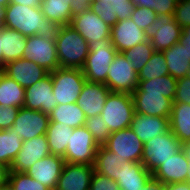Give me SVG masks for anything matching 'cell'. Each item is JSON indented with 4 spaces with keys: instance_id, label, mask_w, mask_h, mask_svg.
Here are the masks:
<instances>
[{
    "instance_id": "obj_15",
    "label": "cell",
    "mask_w": 190,
    "mask_h": 190,
    "mask_svg": "<svg viewBox=\"0 0 190 190\" xmlns=\"http://www.w3.org/2000/svg\"><path fill=\"white\" fill-rule=\"evenodd\" d=\"M56 106L57 101L53 94V82L50 74L25 89L23 107L50 114Z\"/></svg>"
},
{
    "instance_id": "obj_10",
    "label": "cell",
    "mask_w": 190,
    "mask_h": 190,
    "mask_svg": "<svg viewBox=\"0 0 190 190\" xmlns=\"http://www.w3.org/2000/svg\"><path fill=\"white\" fill-rule=\"evenodd\" d=\"M138 82V72L133 64L117 52L109 66L106 86L111 92L132 94L138 87Z\"/></svg>"
},
{
    "instance_id": "obj_11",
    "label": "cell",
    "mask_w": 190,
    "mask_h": 190,
    "mask_svg": "<svg viewBox=\"0 0 190 190\" xmlns=\"http://www.w3.org/2000/svg\"><path fill=\"white\" fill-rule=\"evenodd\" d=\"M23 57L43 67L49 73L59 67L55 40H47L38 34L26 38Z\"/></svg>"
},
{
    "instance_id": "obj_40",
    "label": "cell",
    "mask_w": 190,
    "mask_h": 190,
    "mask_svg": "<svg viewBox=\"0 0 190 190\" xmlns=\"http://www.w3.org/2000/svg\"><path fill=\"white\" fill-rule=\"evenodd\" d=\"M135 7L152 9L157 15L174 14L178 0H130Z\"/></svg>"
},
{
    "instance_id": "obj_12",
    "label": "cell",
    "mask_w": 190,
    "mask_h": 190,
    "mask_svg": "<svg viewBox=\"0 0 190 190\" xmlns=\"http://www.w3.org/2000/svg\"><path fill=\"white\" fill-rule=\"evenodd\" d=\"M49 123V114L22 107L19 109L11 128L24 141L40 135H46Z\"/></svg>"
},
{
    "instance_id": "obj_17",
    "label": "cell",
    "mask_w": 190,
    "mask_h": 190,
    "mask_svg": "<svg viewBox=\"0 0 190 190\" xmlns=\"http://www.w3.org/2000/svg\"><path fill=\"white\" fill-rule=\"evenodd\" d=\"M65 163L62 156L50 154L35 162L26 173L50 190H55Z\"/></svg>"
},
{
    "instance_id": "obj_3",
    "label": "cell",
    "mask_w": 190,
    "mask_h": 190,
    "mask_svg": "<svg viewBox=\"0 0 190 190\" xmlns=\"http://www.w3.org/2000/svg\"><path fill=\"white\" fill-rule=\"evenodd\" d=\"M116 54L111 38L89 44V53L82 68L86 80L106 85L109 66Z\"/></svg>"
},
{
    "instance_id": "obj_4",
    "label": "cell",
    "mask_w": 190,
    "mask_h": 190,
    "mask_svg": "<svg viewBox=\"0 0 190 190\" xmlns=\"http://www.w3.org/2000/svg\"><path fill=\"white\" fill-rule=\"evenodd\" d=\"M134 113L132 94L110 92L100 116L106 121L112 133L129 128Z\"/></svg>"
},
{
    "instance_id": "obj_18",
    "label": "cell",
    "mask_w": 190,
    "mask_h": 190,
    "mask_svg": "<svg viewBox=\"0 0 190 190\" xmlns=\"http://www.w3.org/2000/svg\"><path fill=\"white\" fill-rule=\"evenodd\" d=\"M3 73L25 89L49 74L43 67L25 57L6 63Z\"/></svg>"
},
{
    "instance_id": "obj_37",
    "label": "cell",
    "mask_w": 190,
    "mask_h": 190,
    "mask_svg": "<svg viewBox=\"0 0 190 190\" xmlns=\"http://www.w3.org/2000/svg\"><path fill=\"white\" fill-rule=\"evenodd\" d=\"M154 51L155 50L151 45L150 40H147L120 53L127 61H130L133 64L135 71L138 72L150 60Z\"/></svg>"
},
{
    "instance_id": "obj_52",
    "label": "cell",
    "mask_w": 190,
    "mask_h": 190,
    "mask_svg": "<svg viewBox=\"0 0 190 190\" xmlns=\"http://www.w3.org/2000/svg\"><path fill=\"white\" fill-rule=\"evenodd\" d=\"M185 154H186V157L188 158V161H189V173L187 174V182L190 184V142L189 143H185L183 144L182 146Z\"/></svg>"
},
{
    "instance_id": "obj_9",
    "label": "cell",
    "mask_w": 190,
    "mask_h": 190,
    "mask_svg": "<svg viewBox=\"0 0 190 190\" xmlns=\"http://www.w3.org/2000/svg\"><path fill=\"white\" fill-rule=\"evenodd\" d=\"M182 28L174 20V14L157 15L152 25L145 30L155 51H163L180 41Z\"/></svg>"
},
{
    "instance_id": "obj_26",
    "label": "cell",
    "mask_w": 190,
    "mask_h": 190,
    "mask_svg": "<svg viewBox=\"0 0 190 190\" xmlns=\"http://www.w3.org/2000/svg\"><path fill=\"white\" fill-rule=\"evenodd\" d=\"M0 37L3 60L5 63L23 58L27 37L5 26H0Z\"/></svg>"
},
{
    "instance_id": "obj_19",
    "label": "cell",
    "mask_w": 190,
    "mask_h": 190,
    "mask_svg": "<svg viewBox=\"0 0 190 190\" xmlns=\"http://www.w3.org/2000/svg\"><path fill=\"white\" fill-rule=\"evenodd\" d=\"M110 89L103 83L85 82L76 104L84 112L86 118L101 114Z\"/></svg>"
},
{
    "instance_id": "obj_1",
    "label": "cell",
    "mask_w": 190,
    "mask_h": 190,
    "mask_svg": "<svg viewBox=\"0 0 190 190\" xmlns=\"http://www.w3.org/2000/svg\"><path fill=\"white\" fill-rule=\"evenodd\" d=\"M2 26L14 29L25 37L40 35L55 40L59 26L43 15L41 8L8 4L4 9Z\"/></svg>"
},
{
    "instance_id": "obj_50",
    "label": "cell",
    "mask_w": 190,
    "mask_h": 190,
    "mask_svg": "<svg viewBox=\"0 0 190 190\" xmlns=\"http://www.w3.org/2000/svg\"><path fill=\"white\" fill-rule=\"evenodd\" d=\"M148 190H165V184L152 176L148 181Z\"/></svg>"
},
{
    "instance_id": "obj_39",
    "label": "cell",
    "mask_w": 190,
    "mask_h": 190,
    "mask_svg": "<svg viewBox=\"0 0 190 190\" xmlns=\"http://www.w3.org/2000/svg\"><path fill=\"white\" fill-rule=\"evenodd\" d=\"M8 182L15 190H50L24 172L10 171Z\"/></svg>"
},
{
    "instance_id": "obj_57",
    "label": "cell",
    "mask_w": 190,
    "mask_h": 190,
    "mask_svg": "<svg viewBox=\"0 0 190 190\" xmlns=\"http://www.w3.org/2000/svg\"><path fill=\"white\" fill-rule=\"evenodd\" d=\"M187 77L190 79V70H189V72H188V74H187Z\"/></svg>"
},
{
    "instance_id": "obj_31",
    "label": "cell",
    "mask_w": 190,
    "mask_h": 190,
    "mask_svg": "<svg viewBox=\"0 0 190 190\" xmlns=\"http://www.w3.org/2000/svg\"><path fill=\"white\" fill-rule=\"evenodd\" d=\"M72 0H42L41 11L46 19L58 26L70 25Z\"/></svg>"
},
{
    "instance_id": "obj_41",
    "label": "cell",
    "mask_w": 190,
    "mask_h": 190,
    "mask_svg": "<svg viewBox=\"0 0 190 190\" xmlns=\"http://www.w3.org/2000/svg\"><path fill=\"white\" fill-rule=\"evenodd\" d=\"M157 14L152 9L144 7H135L131 19L135 25L141 28L143 31L147 29L149 25H152L156 19Z\"/></svg>"
},
{
    "instance_id": "obj_24",
    "label": "cell",
    "mask_w": 190,
    "mask_h": 190,
    "mask_svg": "<svg viewBox=\"0 0 190 190\" xmlns=\"http://www.w3.org/2000/svg\"><path fill=\"white\" fill-rule=\"evenodd\" d=\"M152 173L141 162H124L118 171L116 181L120 190H148V181Z\"/></svg>"
},
{
    "instance_id": "obj_28",
    "label": "cell",
    "mask_w": 190,
    "mask_h": 190,
    "mask_svg": "<svg viewBox=\"0 0 190 190\" xmlns=\"http://www.w3.org/2000/svg\"><path fill=\"white\" fill-rule=\"evenodd\" d=\"M163 54L170 76L176 80L187 76L190 70V60H188L187 52L180 42L163 50Z\"/></svg>"
},
{
    "instance_id": "obj_21",
    "label": "cell",
    "mask_w": 190,
    "mask_h": 190,
    "mask_svg": "<svg viewBox=\"0 0 190 190\" xmlns=\"http://www.w3.org/2000/svg\"><path fill=\"white\" fill-rule=\"evenodd\" d=\"M147 40L145 31L137 27L131 18L122 19L111 27V42L118 53Z\"/></svg>"
},
{
    "instance_id": "obj_22",
    "label": "cell",
    "mask_w": 190,
    "mask_h": 190,
    "mask_svg": "<svg viewBox=\"0 0 190 190\" xmlns=\"http://www.w3.org/2000/svg\"><path fill=\"white\" fill-rule=\"evenodd\" d=\"M134 9L130 0H96L90 5V10L110 27L122 19L131 18Z\"/></svg>"
},
{
    "instance_id": "obj_8",
    "label": "cell",
    "mask_w": 190,
    "mask_h": 190,
    "mask_svg": "<svg viewBox=\"0 0 190 190\" xmlns=\"http://www.w3.org/2000/svg\"><path fill=\"white\" fill-rule=\"evenodd\" d=\"M104 146L124 162H141L144 143L130 128L110 133Z\"/></svg>"
},
{
    "instance_id": "obj_7",
    "label": "cell",
    "mask_w": 190,
    "mask_h": 190,
    "mask_svg": "<svg viewBox=\"0 0 190 190\" xmlns=\"http://www.w3.org/2000/svg\"><path fill=\"white\" fill-rule=\"evenodd\" d=\"M99 145L85 126L74 128L65 155L66 163L94 166Z\"/></svg>"
},
{
    "instance_id": "obj_13",
    "label": "cell",
    "mask_w": 190,
    "mask_h": 190,
    "mask_svg": "<svg viewBox=\"0 0 190 190\" xmlns=\"http://www.w3.org/2000/svg\"><path fill=\"white\" fill-rule=\"evenodd\" d=\"M70 26L89 44L111 38V27L90 9L72 17Z\"/></svg>"
},
{
    "instance_id": "obj_30",
    "label": "cell",
    "mask_w": 190,
    "mask_h": 190,
    "mask_svg": "<svg viewBox=\"0 0 190 190\" xmlns=\"http://www.w3.org/2000/svg\"><path fill=\"white\" fill-rule=\"evenodd\" d=\"M74 128L63 123L50 122L46 131L48 147L51 154L64 156Z\"/></svg>"
},
{
    "instance_id": "obj_2",
    "label": "cell",
    "mask_w": 190,
    "mask_h": 190,
    "mask_svg": "<svg viewBox=\"0 0 190 190\" xmlns=\"http://www.w3.org/2000/svg\"><path fill=\"white\" fill-rule=\"evenodd\" d=\"M55 42L59 67L83 68L89 53V45L77 30L70 25L59 26Z\"/></svg>"
},
{
    "instance_id": "obj_34",
    "label": "cell",
    "mask_w": 190,
    "mask_h": 190,
    "mask_svg": "<svg viewBox=\"0 0 190 190\" xmlns=\"http://www.w3.org/2000/svg\"><path fill=\"white\" fill-rule=\"evenodd\" d=\"M22 143L23 140L12 128L0 130V162L11 166Z\"/></svg>"
},
{
    "instance_id": "obj_53",
    "label": "cell",
    "mask_w": 190,
    "mask_h": 190,
    "mask_svg": "<svg viewBox=\"0 0 190 190\" xmlns=\"http://www.w3.org/2000/svg\"><path fill=\"white\" fill-rule=\"evenodd\" d=\"M5 64L6 63L3 60V52L1 49V37H0V69L4 70Z\"/></svg>"
},
{
    "instance_id": "obj_20",
    "label": "cell",
    "mask_w": 190,
    "mask_h": 190,
    "mask_svg": "<svg viewBox=\"0 0 190 190\" xmlns=\"http://www.w3.org/2000/svg\"><path fill=\"white\" fill-rule=\"evenodd\" d=\"M94 171L91 165L65 163L55 190H89Z\"/></svg>"
},
{
    "instance_id": "obj_38",
    "label": "cell",
    "mask_w": 190,
    "mask_h": 190,
    "mask_svg": "<svg viewBox=\"0 0 190 190\" xmlns=\"http://www.w3.org/2000/svg\"><path fill=\"white\" fill-rule=\"evenodd\" d=\"M85 127L92 134L93 139L99 146H103L110 135V128L100 116H92L86 119Z\"/></svg>"
},
{
    "instance_id": "obj_29",
    "label": "cell",
    "mask_w": 190,
    "mask_h": 190,
    "mask_svg": "<svg viewBox=\"0 0 190 190\" xmlns=\"http://www.w3.org/2000/svg\"><path fill=\"white\" fill-rule=\"evenodd\" d=\"M50 122L63 123L71 128L85 126L86 116L75 103L57 105L49 114Z\"/></svg>"
},
{
    "instance_id": "obj_25",
    "label": "cell",
    "mask_w": 190,
    "mask_h": 190,
    "mask_svg": "<svg viewBox=\"0 0 190 190\" xmlns=\"http://www.w3.org/2000/svg\"><path fill=\"white\" fill-rule=\"evenodd\" d=\"M129 128L145 143L170 130L169 118L134 113Z\"/></svg>"
},
{
    "instance_id": "obj_51",
    "label": "cell",
    "mask_w": 190,
    "mask_h": 190,
    "mask_svg": "<svg viewBox=\"0 0 190 190\" xmlns=\"http://www.w3.org/2000/svg\"><path fill=\"white\" fill-rule=\"evenodd\" d=\"M165 190H190V184L188 182L165 184Z\"/></svg>"
},
{
    "instance_id": "obj_48",
    "label": "cell",
    "mask_w": 190,
    "mask_h": 190,
    "mask_svg": "<svg viewBox=\"0 0 190 190\" xmlns=\"http://www.w3.org/2000/svg\"><path fill=\"white\" fill-rule=\"evenodd\" d=\"M10 175V166L0 162V186L7 183Z\"/></svg>"
},
{
    "instance_id": "obj_33",
    "label": "cell",
    "mask_w": 190,
    "mask_h": 190,
    "mask_svg": "<svg viewBox=\"0 0 190 190\" xmlns=\"http://www.w3.org/2000/svg\"><path fill=\"white\" fill-rule=\"evenodd\" d=\"M120 165V158L114 152L108 150L104 145L98 147L94 164L97 173L117 181Z\"/></svg>"
},
{
    "instance_id": "obj_35",
    "label": "cell",
    "mask_w": 190,
    "mask_h": 190,
    "mask_svg": "<svg viewBox=\"0 0 190 190\" xmlns=\"http://www.w3.org/2000/svg\"><path fill=\"white\" fill-rule=\"evenodd\" d=\"M176 85L177 80L168 74L157 79L139 81L138 87L134 91L164 92L165 97L174 101L176 95Z\"/></svg>"
},
{
    "instance_id": "obj_44",
    "label": "cell",
    "mask_w": 190,
    "mask_h": 190,
    "mask_svg": "<svg viewBox=\"0 0 190 190\" xmlns=\"http://www.w3.org/2000/svg\"><path fill=\"white\" fill-rule=\"evenodd\" d=\"M175 103L190 104V79L186 76L177 79Z\"/></svg>"
},
{
    "instance_id": "obj_54",
    "label": "cell",
    "mask_w": 190,
    "mask_h": 190,
    "mask_svg": "<svg viewBox=\"0 0 190 190\" xmlns=\"http://www.w3.org/2000/svg\"><path fill=\"white\" fill-rule=\"evenodd\" d=\"M0 190H15L9 182L0 186Z\"/></svg>"
},
{
    "instance_id": "obj_47",
    "label": "cell",
    "mask_w": 190,
    "mask_h": 190,
    "mask_svg": "<svg viewBox=\"0 0 190 190\" xmlns=\"http://www.w3.org/2000/svg\"><path fill=\"white\" fill-rule=\"evenodd\" d=\"M179 42L185 48L187 55H188V60H190V25L186 26L182 29V33H181Z\"/></svg>"
},
{
    "instance_id": "obj_36",
    "label": "cell",
    "mask_w": 190,
    "mask_h": 190,
    "mask_svg": "<svg viewBox=\"0 0 190 190\" xmlns=\"http://www.w3.org/2000/svg\"><path fill=\"white\" fill-rule=\"evenodd\" d=\"M169 74L163 51H154L150 60L138 71L139 81L157 79Z\"/></svg>"
},
{
    "instance_id": "obj_46",
    "label": "cell",
    "mask_w": 190,
    "mask_h": 190,
    "mask_svg": "<svg viewBox=\"0 0 190 190\" xmlns=\"http://www.w3.org/2000/svg\"><path fill=\"white\" fill-rule=\"evenodd\" d=\"M96 0H72L71 10L72 17L81 14L83 11L90 9V5Z\"/></svg>"
},
{
    "instance_id": "obj_55",
    "label": "cell",
    "mask_w": 190,
    "mask_h": 190,
    "mask_svg": "<svg viewBox=\"0 0 190 190\" xmlns=\"http://www.w3.org/2000/svg\"><path fill=\"white\" fill-rule=\"evenodd\" d=\"M4 7L0 6V26H2V22H3V16H4Z\"/></svg>"
},
{
    "instance_id": "obj_27",
    "label": "cell",
    "mask_w": 190,
    "mask_h": 190,
    "mask_svg": "<svg viewBox=\"0 0 190 190\" xmlns=\"http://www.w3.org/2000/svg\"><path fill=\"white\" fill-rule=\"evenodd\" d=\"M170 130L182 144L190 142V104L173 102L169 118Z\"/></svg>"
},
{
    "instance_id": "obj_6",
    "label": "cell",
    "mask_w": 190,
    "mask_h": 190,
    "mask_svg": "<svg viewBox=\"0 0 190 190\" xmlns=\"http://www.w3.org/2000/svg\"><path fill=\"white\" fill-rule=\"evenodd\" d=\"M53 82V94L57 105L75 103L86 82L82 69L61 68L49 73Z\"/></svg>"
},
{
    "instance_id": "obj_16",
    "label": "cell",
    "mask_w": 190,
    "mask_h": 190,
    "mask_svg": "<svg viewBox=\"0 0 190 190\" xmlns=\"http://www.w3.org/2000/svg\"><path fill=\"white\" fill-rule=\"evenodd\" d=\"M46 135H40L30 140H24L21 150L13 160L10 171L24 172L38 160L50 155Z\"/></svg>"
},
{
    "instance_id": "obj_23",
    "label": "cell",
    "mask_w": 190,
    "mask_h": 190,
    "mask_svg": "<svg viewBox=\"0 0 190 190\" xmlns=\"http://www.w3.org/2000/svg\"><path fill=\"white\" fill-rule=\"evenodd\" d=\"M188 165V158L182 148L173 155V157L160 165L152 173V176L162 181L164 184L187 182V174L189 173Z\"/></svg>"
},
{
    "instance_id": "obj_42",
    "label": "cell",
    "mask_w": 190,
    "mask_h": 190,
    "mask_svg": "<svg viewBox=\"0 0 190 190\" xmlns=\"http://www.w3.org/2000/svg\"><path fill=\"white\" fill-rule=\"evenodd\" d=\"M89 190H120L117 182L94 171Z\"/></svg>"
},
{
    "instance_id": "obj_43",
    "label": "cell",
    "mask_w": 190,
    "mask_h": 190,
    "mask_svg": "<svg viewBox=\"0 0 190 190\" xmlns=\"http://www.w3.org/2000/svg\"><path fill=\"white\" fill-rule=\"evenodd\" d=\"M174 20L182 29L190 25V0H178Z\"/></svg>"
},
{
    "instance_id": "obj_5",
    "label": "cell",
    "mask_w": 190,
    "mask_h": 190,
    "mask_svg": "<svg viewBox=\"0 0 190 190\" xmlns=\"http://www.w3.org/2000/svg\"><path fill=\"white\" fill-rule=\"evenodd\" d=\"M182 146L180 140L169 130L144 143L141 163L153 173L160 165L180 151Z\"/></svg>"
},
{
    "instance_id": "obj_14",
    "label": "cell",
    "mask_w": 190,
    "mask_h": 190,
    "mask_svg": "<svg viewBox=\"0 0 190 190\" xmlns=\"http://www.w3.org/2000/svg\"><path fill=\"white\" fill-rule=\"evenodd\" d=\"M132 98L135 113L170 118L173 101L164 92L134 91Z\"/></svg>"
},
{
    "instance_id": "obj_49",
    "label": "cell",
    "mask_w": 190,
    "mask_h": 190,
    "mask_svg": "<svg viewBox=\"0 0 190 190\" xmlns=\"http://www.w3.org/2000/svg\"><path fill=\"white\" fill-rule=\"evenodd\" d=\"M42 0H9V4H21L27 7L41 8Z\"/></svg>"
},
{
    "instance_id": "obj_45",
    "label": "cell",
    "mask_w": 190,
    "mask_h": 190,
    "mask_svg": "<svg viewBox=\"0 0 190 190\" xmlns=\"http://www.w3.org/2000/svg\"><path fill=\"white\" fill-rule=\"evenodd\" d=\"M19 109V107H4L0 104V130H6L12 127Z\"/></svg>"
},
{
    "instance_id": "obj_56",
    "label": "cell",
    "mask_w": 190,
    "mask_h": 190,
    "mask_svg": "<svg viewBox=\"0 0 190 190\" xmlns=\"http://www.w3.org/2000/svg\"><path fill=\"white\" fill-rule=\"evenodd\" d=\"M9 4V0H0V6H3L4 8Z\"/></svg>"
},
{
    "instance_id": "obj_32",
    "label": "cell",
    "mask_w": 190,
    "mask_h": 190,
    "mask_svg": "<svg viewBox=\"0 0 190 190\" xmlns=\"http://www.w3.org/2000/svg\"><path fill=\"white\" fill-rule=\"evenodd\" d=\"M25 99V88L2 73L0 75V104L4 107L22 108Z\"/></svg>"
}]
</instances>
